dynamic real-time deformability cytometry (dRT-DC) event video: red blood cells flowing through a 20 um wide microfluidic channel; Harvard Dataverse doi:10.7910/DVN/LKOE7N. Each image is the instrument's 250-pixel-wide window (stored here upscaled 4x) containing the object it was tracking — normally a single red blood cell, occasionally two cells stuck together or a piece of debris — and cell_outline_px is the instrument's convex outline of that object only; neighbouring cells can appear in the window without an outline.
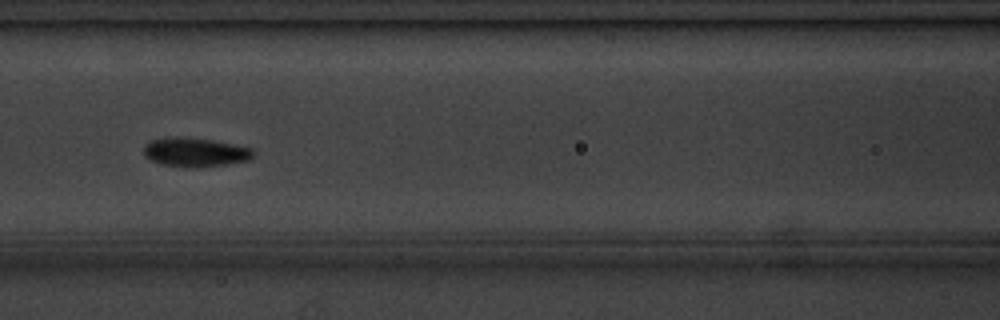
{"species": "common noctule bat (a hibernating species)", "species_latin": "Nyctalus noctula", "temperature_condition": "cold", "stored_images_in_passage": 7, "camera_frame_rate_fps": 3000, "um_per_image_px": 0.085, "animal": {"sex": "male", "body_mass_g": 20.1, "forearm_length_mm": 53.5}, "frame": {"image": 1, "passage_image": 7, "time_ms": 6.667, "image_size_px": [1000, 320], "cell_outline_px": [[256, 156], [252, 160], [228, 164], [196, 168], [160, 164], [144, 156], [144, 144], [152, 140], [176, 136], [212, 140], [252, 148], [256, 152]], "centroid_in_image_um": [16.65, 12.95], "position_along_channel_um": 150.0, "area_um2": 18.73}}